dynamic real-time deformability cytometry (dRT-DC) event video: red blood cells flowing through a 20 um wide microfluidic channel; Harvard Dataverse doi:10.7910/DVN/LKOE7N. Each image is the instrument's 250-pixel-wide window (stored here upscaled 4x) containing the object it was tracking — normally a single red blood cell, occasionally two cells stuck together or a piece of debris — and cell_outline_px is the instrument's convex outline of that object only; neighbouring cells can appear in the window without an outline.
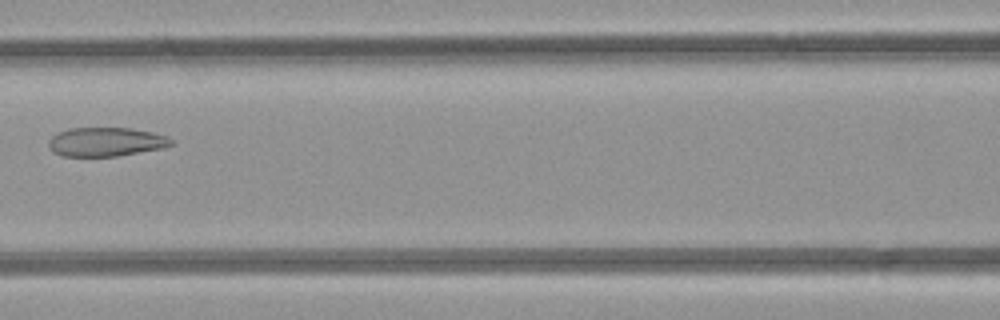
{"species": "common noctule bat (a hibernating species)", "species_latin": "Nyctalus noctula", "temperature_condition": "room temperature", "stored_images_in_passage": 6, "camera_frame_rate_fps": 3000, "um_per_image_px": 0.085, "animal": {"sex": "female", "body_mass_g": 21.9}, "frame": {"image": 1, "passage_image": 5, "time_ms": 5.667, "image_size_px": [1000, 320], "cell_outline_px": [[172, 144], [164, 148], [116, 156], [60, 156], [52, 152], [48, 144], [48, 140], [52, 136], [68, 128], [132, 128], [152, 132], [168, 136], [172, 140]], "centroid_in_image_um": [8.99, 12.06], "position_along_channel_um": 157.6, "area_um2": 20.75}}
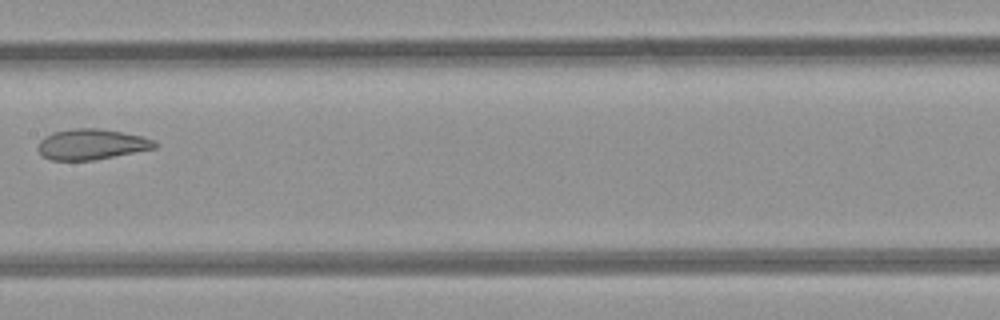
{"frame": {"image": 2, "passage_image": 6, "time_ms": 6.667, "image_size_px": [1000, 320], "cell_outline_px": [[160, 144], [156, 148], [96, 160], [52, 160], [44, 156], [36, 148], [40, 140], [44, 136], [52, 132], [72, 128], [100, 128], [144, 136], [156, 140]], "centroid_in_image_um": [7.82, 12.25], "position_along_channel_um": 199.6, "area_um2": 21.15}}